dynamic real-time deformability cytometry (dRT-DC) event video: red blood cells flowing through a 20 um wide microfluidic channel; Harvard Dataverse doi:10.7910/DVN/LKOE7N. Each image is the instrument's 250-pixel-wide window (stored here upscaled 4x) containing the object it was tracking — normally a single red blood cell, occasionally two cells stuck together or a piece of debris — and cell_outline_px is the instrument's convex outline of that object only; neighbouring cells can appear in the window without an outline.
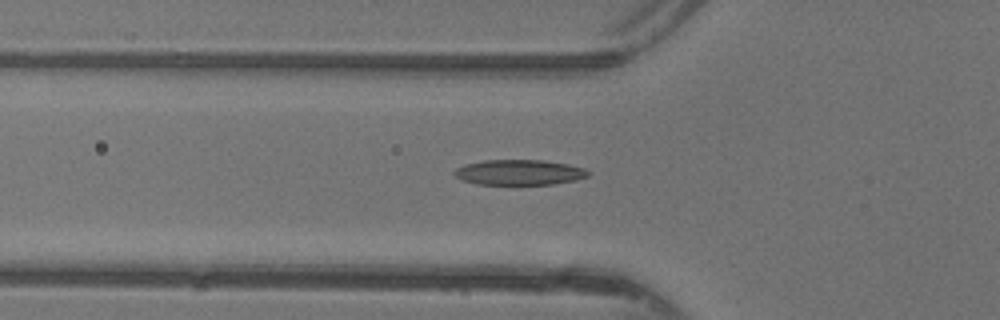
{"species": "common noctule bat (a hibernating species)", "species_latin": "Nyctalus noctula", "temperature_condition": "warm", "stored_images_in_passage": 43, "camera_frame_rate_fps": 3000, "um_per_image_px": 0.085, "animal": {"sex": "female"}, "frame": {"image": 1, "passage_image": 17, "time_ms": 5.333, "image_size_px": [1000, 320], "cell_outline_px": [[588, 176], [576, 180], [552, 184], [476, 184], [460, 180], [452, 172], [456, 168], [464, 164], [484, 160], [544, 160], [568, 164], [584, 168], [588, 172]], "centroid_in_image_um": [44.09, 14.64], "position_along_channel_um": 81.7, "area_um2": 19.77}}
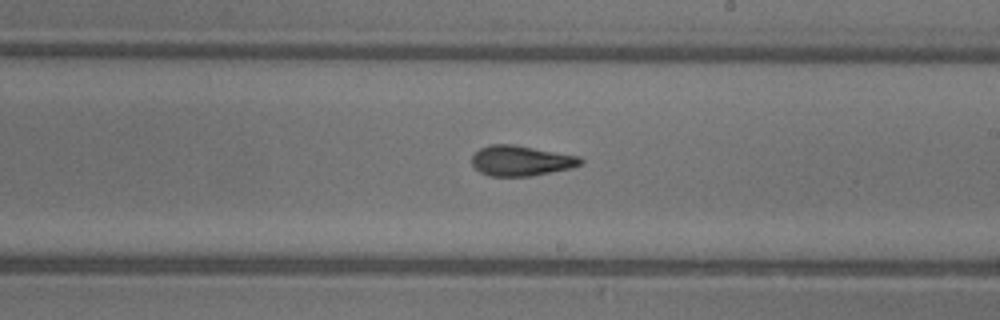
{"frame": {"image": 2, "passage_image": 28, "time_ms": 9.0, "image_size_px": [1000, 320], "cell_outline_px": [[584, 160], [580, 164], [572, 168], [528, 176], [488, 176], [480, 172], [472, 164], [472, 156], [480, 148], [488, 144], [512, 144], [580, 156]], "centroid_in_image_um": [44.27, 13.65], "position_along_channel_um": 244.7, "area_um2": 19.13}}
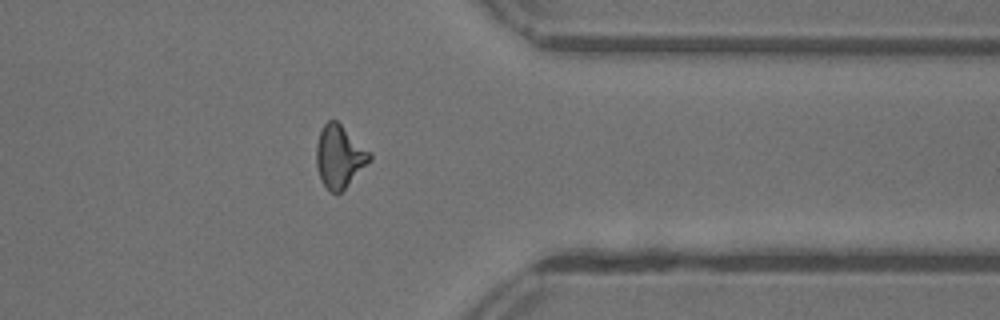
{"frame": {"image": 3, "passage_image": 38, "time_ms": 12.333, "image_size_px": [1000, 320], "cell_outline_px": [[372, 160], [340, 192], [332, 192], [324, 184], [320, 176], [316, 164], [316, 144], [320, 128], [328, 120], [336, 120], [372, 152]], "centroid_in_image_um": [28.87, 13.25], "position_along_channel_um": 382.5, "area_um2": 19.36}}